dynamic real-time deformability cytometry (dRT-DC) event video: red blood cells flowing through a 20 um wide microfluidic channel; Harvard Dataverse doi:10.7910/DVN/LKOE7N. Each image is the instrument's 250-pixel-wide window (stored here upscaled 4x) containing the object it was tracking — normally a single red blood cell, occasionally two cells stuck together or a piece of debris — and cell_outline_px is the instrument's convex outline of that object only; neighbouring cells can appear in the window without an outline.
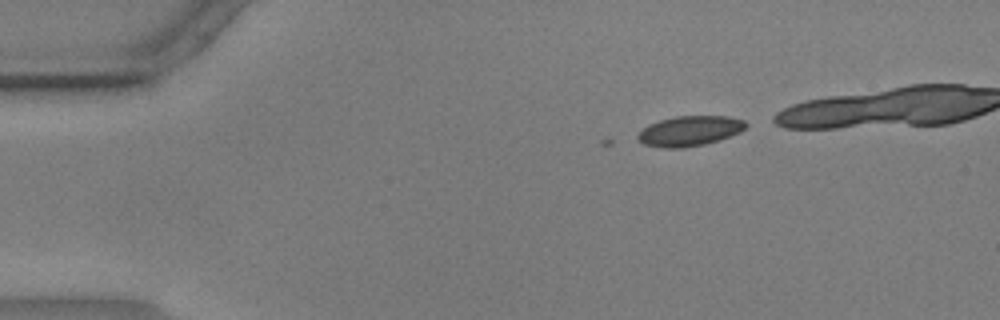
{"species": "common noctule bat (a hibernating species)", "species_latin": "Nyctalus noctula", "temperature_condition": "warm", "stored_images_in_passage": 7, "camera_frame_rate_fps": 3000, "um_per_image_px": 0.085, "animal": {"sex": "male", "body_mass_g": 17.9, "forearm_length_mm": 54.2}, "frame": {"image": 1, "passage_image": 2, "time_ms": 0.333, "image_size_px": [1000, 320], "cell_outline_px": [[748, 124], [740, 132], [720, 140], [704, 144], [684, 148], [664, 148], [644, 144], [636, 136], [648, 124], [660, 120], [676, 116], [728, 116], [744, 120]], "centroid_in_image_um": [58.64, 11.13], "position_along_channel_um": 26.4, "area_um2": 18.9}}